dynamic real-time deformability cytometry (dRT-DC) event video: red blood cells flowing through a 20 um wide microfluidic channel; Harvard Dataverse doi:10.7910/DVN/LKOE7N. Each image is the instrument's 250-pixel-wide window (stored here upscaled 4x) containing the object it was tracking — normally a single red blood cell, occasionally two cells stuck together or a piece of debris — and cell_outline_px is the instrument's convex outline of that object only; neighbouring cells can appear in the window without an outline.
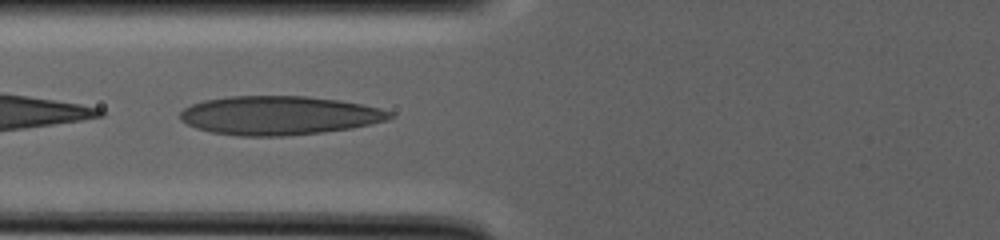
{"species": "human", "species_latin": "Homo sapiens", "temperature_condition": "warm", "stored_images_in_passage": 30, "camera_frame_rate_fps": 3000, "um_per_image_px": 0.085, "donor": {"sex": "male"}, "frame": {"image": 1, "passage_image": 6, "time_ms": 4.333, "image_size_px": [1000, 240], "cell_outline_px": [[396, 116], [388, 120], [352, 128], [324, 132], [288, 136], [236, 136], [212, 132], [196, 128], [180, 120], [180, 112], [184, 108], [192, 104], [204, 100], [228, 96], [308, 96], [340, 100], [380, 108], [392, 112]], "centroid_in_image_um": [23.74, 9.81], "position_along_channel_um": 102.1, "area_um2": 47.74}}
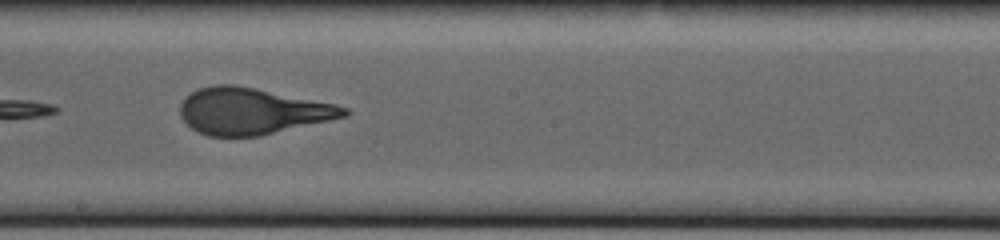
{"frame": {"image": 2, "passage_image": 13, "time_ms": 11.667, "image_size_px": [1000, 240], "cell_outline_px": [[352, 112], [348, 116], [260, 136], [208, 136], [196, 132], [180, 116], [180, 104], [192, 92], [200, 88], [212, 84], [232, 84], [256, 88], [336, 104], [348, 108]], "centroid_in_image_um": [21.45, 9.45], "position_along_channel_um": 226.7, "area_um2": 44.39}}
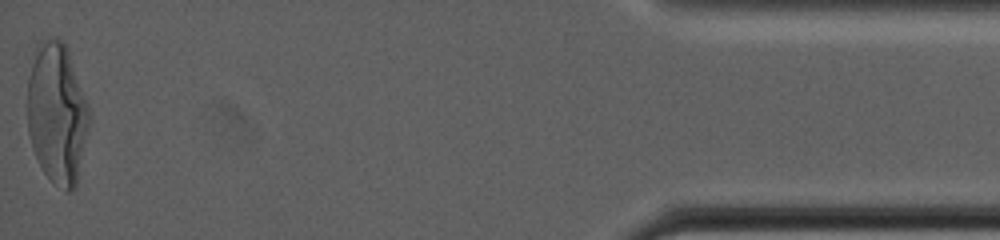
{"frame": {"image": 3, "passage_image": 30, "time_ms": 27.667, "image_size_px": [1000, 240], "cell_outline_px": [[92, 116], [76, 184], [68, 192], [52, 184], [44, 172], [32, 148], [28, 132], [28, 76], [36, 44], [40, 40], [48, 36], [60, 40], [68, 48], [88, 104]], "centroid_in_image_um": [4.86, 9.61], "position_along_channel_um": 430.3, "area_um2": 51.27}}